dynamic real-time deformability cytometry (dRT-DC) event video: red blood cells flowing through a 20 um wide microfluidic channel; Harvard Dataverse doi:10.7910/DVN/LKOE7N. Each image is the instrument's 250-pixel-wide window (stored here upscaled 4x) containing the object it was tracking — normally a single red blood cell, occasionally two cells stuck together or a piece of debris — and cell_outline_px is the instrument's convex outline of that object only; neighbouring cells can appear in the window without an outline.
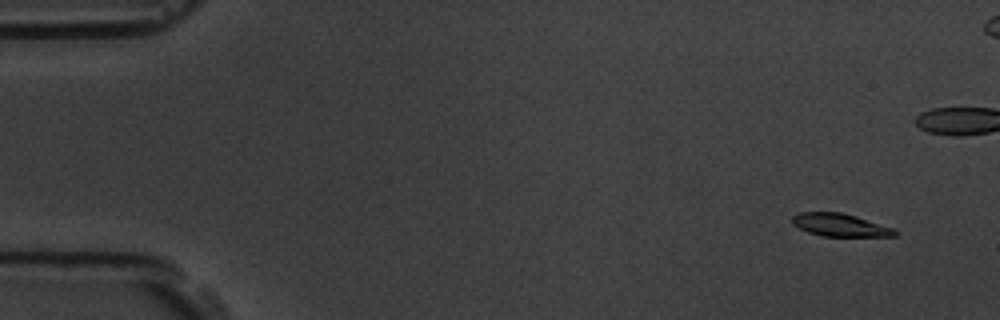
{"species": "common noctule bat (a hibernating species)", "species_latin": "Nyctalus noctula", "temperature_condition": "room temperature", "stored_images_in_passage": 18, "camera_frame_rate_fps": 3000, "um_per_image_px": 0.085, "animal": {"sex": "male", "body_mass_g": 19.5, "forearm_length_mm": 54.6}, "frame": {"image": 1, "passage_image": 1, "time_ms": 0.0, "image_size_px": [1000, 320], "cell_outline_px": [[900, 232], [896, 236], [820, 236], [808, 232], [792, 224], [792, 216], [800, 212], [840, 212], [856, 216], [896, 228]], "centroid_in_image_um": [71.46, 19.13], "position_along_channel_um": 13.5, "area_um2": 13.81}}
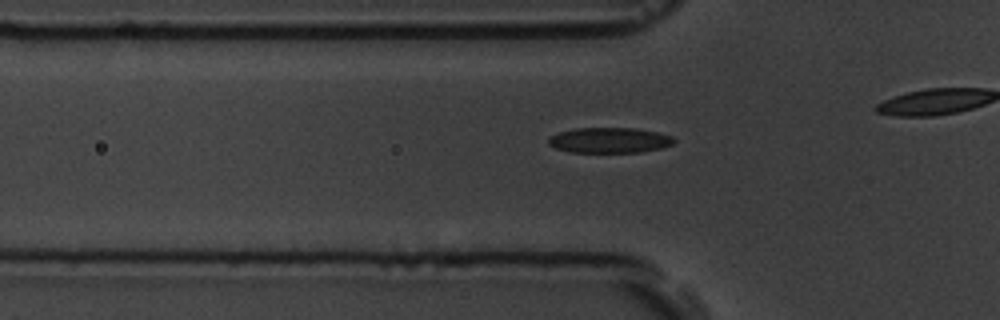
{"frame": {"image": 2, "passage_image": 6, "time_ms": 6.667, "image_size_px": [1000, 320], "cell_outline_px": [[676, 140], [672, 144], [664, 148], [640, 152], [572, 152], [556, 148], [548, 144], [548, 136], [560, 132], [576, 128], [636, 128], [656, 132], [672, 136]], "centroid_in_image_um": [51.82, 11.92], "position_along_channel_um": 74.0, "area_um2": 18.61}}
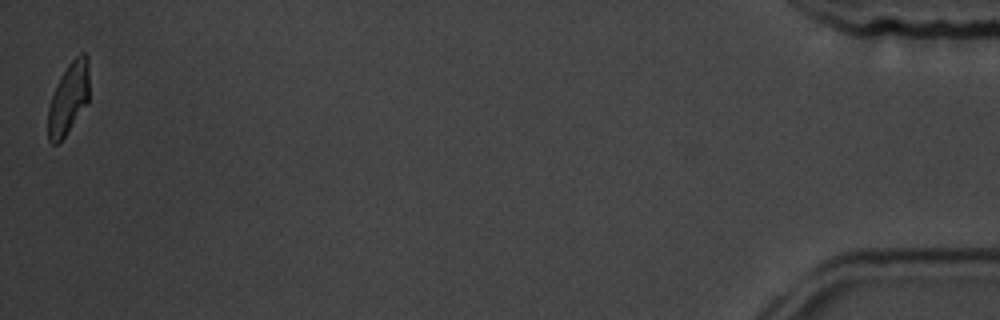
{"frame": {"image": 3, "passage_image": 18, "time_ms": 20.333, "image_size_px": [1000, 320], "cell_outline_px": [[88, 104], [64, 136], [56, 144], [52, 144], [48, 140], [48, 108], [52, 96], [60, 76], [68, 64], [80, 52], [84, 52], [88, 56]], "centroid_in_image_um": [5.83, 8.34], "position_along_channel_um": 429.4, "area_um2": 17.11}, "authors_computed_cell_mechanics": {"area_um2": 17.8602, "velocity_mm_per_s": 3.6574, "shape_relaxation_time_tau1_ms": 2.2976, "shape_relaxation_time_tau2_ms": 2.0637, "deformation_change_tau1": 0.0986, "deformation_change_tau2": 0.0948}}